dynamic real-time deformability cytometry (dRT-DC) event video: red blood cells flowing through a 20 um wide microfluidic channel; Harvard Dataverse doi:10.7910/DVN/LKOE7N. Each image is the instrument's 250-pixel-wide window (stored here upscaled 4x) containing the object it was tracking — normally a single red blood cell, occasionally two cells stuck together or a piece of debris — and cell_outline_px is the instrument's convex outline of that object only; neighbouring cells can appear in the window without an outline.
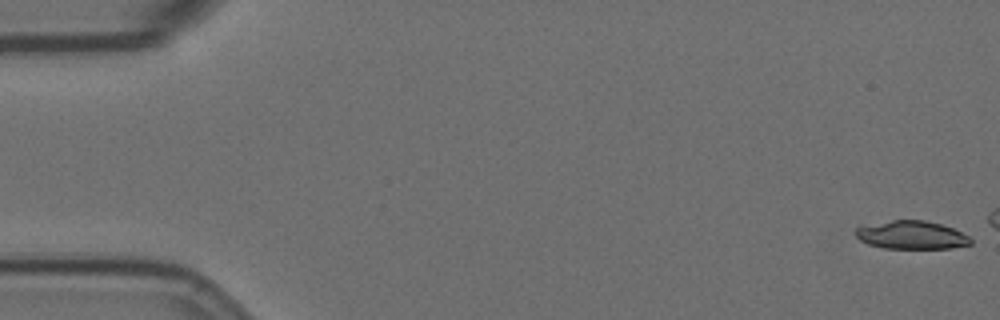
{"species": "Egyptian fruit bat (a non-hibernating species)", "species_latin": "Rousettus aegyptiacus", "temperature_condition": "room temperature", "stored_images_in_passage": 12, "camera_frame_rate_fps": 3000, "um_per_image_px": 0.085, "animal": {"sex": "female"}, "frame": {"image": 1, "passage_image": 1, "time_ms": 0.0, "image_size_px": [1000, 320], "cell_outline_px": [[972, 244], [952, 248], [884, 248], [868, 244], [860, 240], [856, 236], [856, 228], [892, 220], [924, 220], [940, 224], [952, 228], [968, 236], [972, 240]], "centroid_in_image_um": [77.51, 19.99], "position_along_channel_um": 7.5, "area_um2": 18.61}}